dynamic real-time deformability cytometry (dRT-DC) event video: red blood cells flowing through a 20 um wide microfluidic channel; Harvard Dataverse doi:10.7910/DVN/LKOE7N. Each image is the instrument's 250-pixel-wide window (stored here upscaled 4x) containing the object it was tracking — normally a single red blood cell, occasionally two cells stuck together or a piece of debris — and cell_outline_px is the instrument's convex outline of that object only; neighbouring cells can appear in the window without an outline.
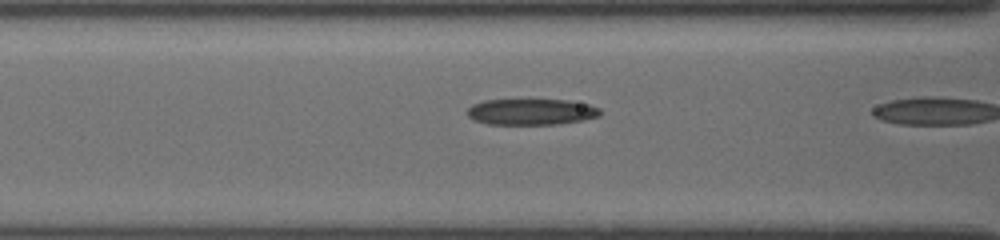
{"species": "common noctule bat (a hibernating species)", "species_latin": "Nyctalus noctula", "temperature_condition": "cold", "stored_images_in_passage": 9, "camera_frame_rate_fps": 3000, "um_per_image_px": 0.085, "animal": {"sex": "female", "body_mass_g": 19.5, "forearm_length_mm": 54.1}, "frame": {"image": 1, "passage_image": 7, "time_ms": 2.333, "image_size_px": [1000, 240], "cell_outline_px": [[600, 116], [584, 120], [556, 124], [488, 124], [476, 120], [468, 116], [464, 112], [472, 104], [484, 100], [568, 100], [588, 104], [600, 108]], "centroid_in_image_um": [45.15, 9.5], "position_along_channel_um": 121.5, "area_um2": 20.23}}